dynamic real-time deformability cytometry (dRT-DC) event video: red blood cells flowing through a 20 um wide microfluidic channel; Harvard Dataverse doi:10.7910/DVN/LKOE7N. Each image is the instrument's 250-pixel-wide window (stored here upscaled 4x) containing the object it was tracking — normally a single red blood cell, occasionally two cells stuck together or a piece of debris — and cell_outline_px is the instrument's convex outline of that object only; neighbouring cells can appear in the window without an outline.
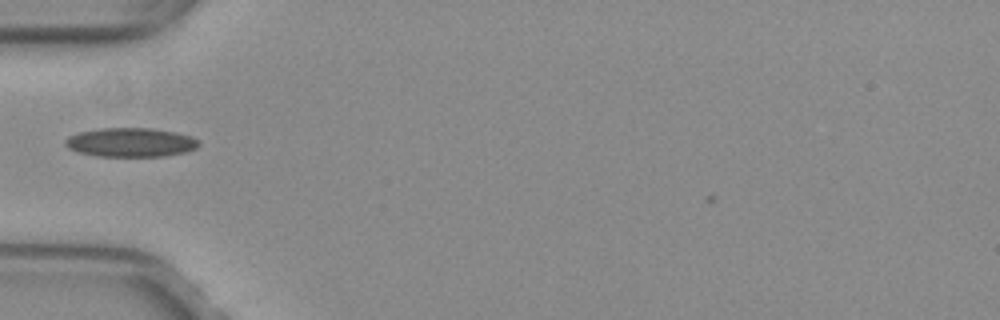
{"species": "common noctule bat (a hibernating species)", "species_latin": "Nyctalus noctula", "temperature_condition": "warm", "stored_images_in_passage": 37, "camera_frame_rate_fps": 3000, "um_per_image_px": 0.085, "animal": {"sex": "female", "body_mass_g": 29.2, "forearm_length_mm": 56.3}, "frame": {"image": 1, "passage_image": 3, "time_ms": 0.667, "image_size_px": [1000, 320], "cell_outline_px": [[200, 144], [196, 148], [184, 152], [164, 156], [96, 156], [80, 152], [68, 148], [64, 144], [64, 140], [68, 136], [80, 132], [100, 128], [152, 128], [176, 132], [192, 136], [200, 140]], "centroid_in_image_um": [11.12, 12.09], "position_along_channel_um": 73.9, "area_um2": 22.66}}
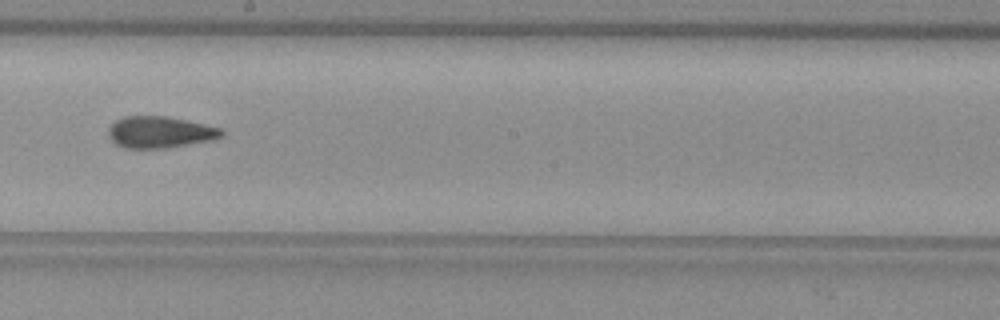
{"frame": {"image": 2, "passage_image": 15, "time_ms": 4.667, "image_size_px": [1000, 320], "cell_outline_px": [[224, 136], [212, 140], [168, 148], [124, 148], [116, 144], [108, 136], [108, 128], [116, 120], [124, 116], [168, 116], [204, 124], [220, 128], [224, 132]], "centroid_in_image_um": [13.59, 11.24], "position_along_channel_um": 234.6, "area_um2": 20.92}}
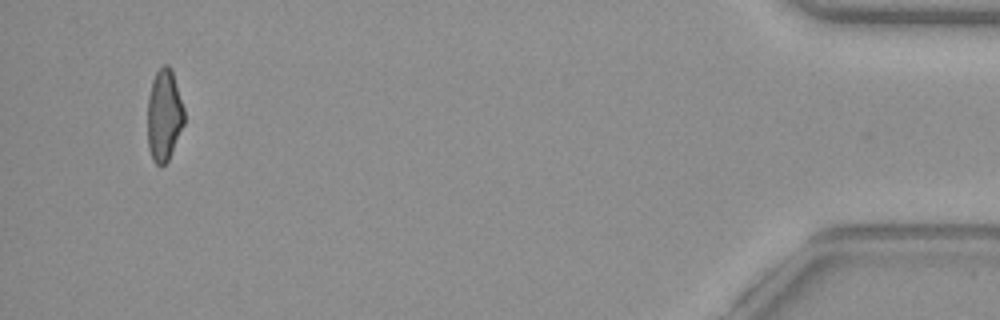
{"frame": {"image": 3, "passage_image": 35, "time_ms": 11.333, "image_size_px": [1000, 320], "cell_outline_px": [[184, 124], [168, 160], [160, 168], [152, 160], [148, 148], [148, 96], [152, 80], [156, 72], [164, 64], [168, 64], [172, 68], [184, 108]], "centroid_in_image_um": [13.95, 9.79], "position_along_channel_um": 421.3, "area_um2": 19.77}, "authors_computed_cell_mechanics": {"area_um2": 20.7502, "velocity_mm_per_s": 4.0051, "shape_relaxation_time_tau1_ms": 10.5265, "shape_relaxation_time_tau2_ms": 2.3098, "deformation_change_tau1": 0.2411, "deformation_change_tau2": 0.1064}}